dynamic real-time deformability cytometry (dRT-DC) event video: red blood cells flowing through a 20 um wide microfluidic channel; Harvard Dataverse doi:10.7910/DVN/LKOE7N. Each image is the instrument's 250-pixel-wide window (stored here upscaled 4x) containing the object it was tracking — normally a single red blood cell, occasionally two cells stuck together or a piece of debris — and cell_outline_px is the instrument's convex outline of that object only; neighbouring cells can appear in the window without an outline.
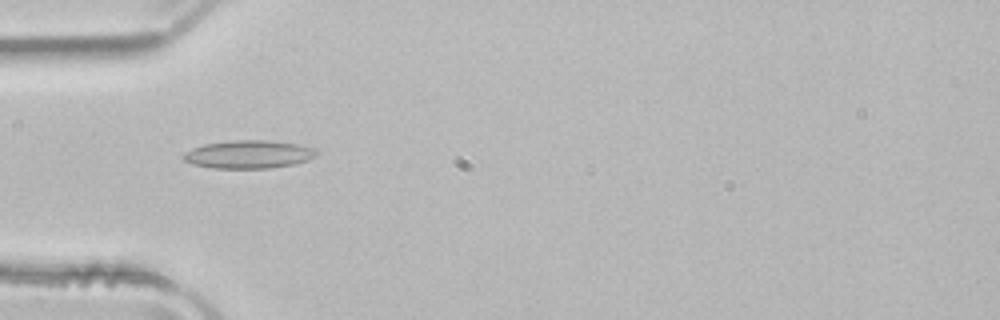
{"species": "common noctule bat (a hibernating species)", "species_latin": "Nyctalus noctula", "temperature_condition": "room temperature", "stored_images_in_passage": 51, "camera_frame_rate_fps": 3000, "um_per_image_px": 0.085, "animal": {"sex": "male", "body_mass_g": 21.5, "forearm_length_mm": 52.0}, "frame": {"image": 1, "passage_image": 16, "time_ms": 5.0, "image_size_px": [1000, 320], "cell_outline_px": [[320, 152], [316, 156], [308, 160], [296, 164], [268, 168], [212, 168], [192, 164], [184, 160], [184, 152], [192, 148], [204, 144], [236, 140], [264, 140], [296, 144], [316, 148]], "centroid_in_image_um": [21.17, 13.12], "position_along_channel_um": 63.8, "area_um2": 21.79}}
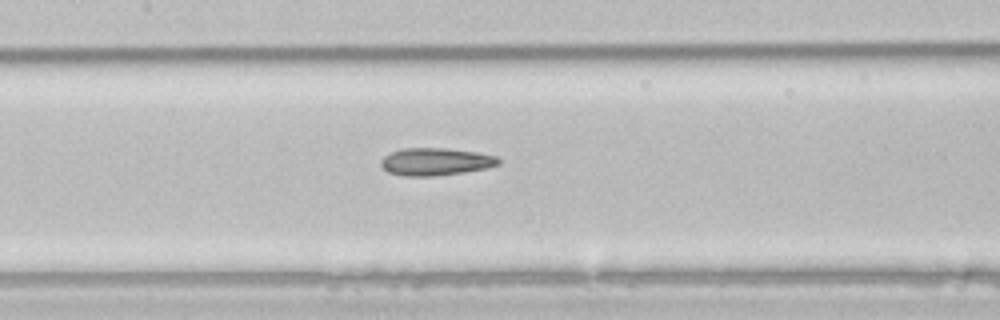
{"frame": {"image": 2, "passage_image": 24, "time_ms": 7.667, "image_size_px": [1000, 320], "cell_outline_px": [[500, 164], [488, 168], [464, 172], [432, 176], [404, 176], [388, 172], [380, 164], [380, 160], [384, 156], [392, 152], [404, 148], [448, 148], [476, 152], [496, 156], [500, 160]], "centroid_in_image_um": [37.03, 13.74], "position_along_channel_um": 170.4, "area_um2": 18.84}}
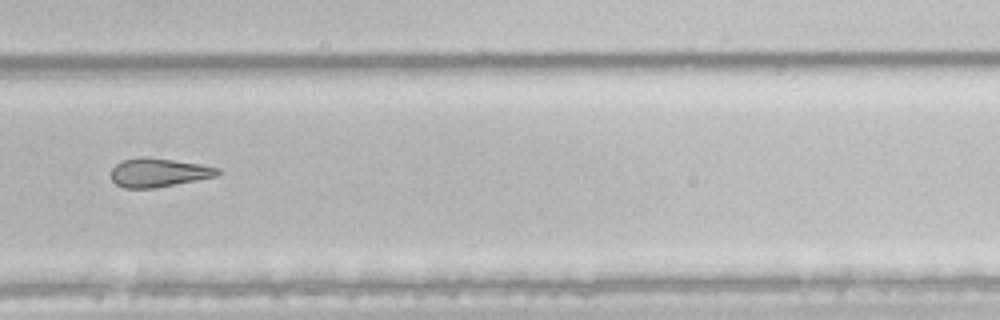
{"frame": {"image": 3, "passage_image": 35, "time_ms": 11.333, "image_size_px": [1000, 320], "cell_outline_px": [[220, 172], [216, 176], [196, 180], [152, 188], [124, 188], [116, 184], [112, 180], [112, 168], [116, 164], [124, 160], [140, 156], [144, 156], [200, 164], [220, 168]], "centroid_in_image_um": [13.46, 14.66], "position_along_channel_um": 316.3, "area_um2": 17.63}}